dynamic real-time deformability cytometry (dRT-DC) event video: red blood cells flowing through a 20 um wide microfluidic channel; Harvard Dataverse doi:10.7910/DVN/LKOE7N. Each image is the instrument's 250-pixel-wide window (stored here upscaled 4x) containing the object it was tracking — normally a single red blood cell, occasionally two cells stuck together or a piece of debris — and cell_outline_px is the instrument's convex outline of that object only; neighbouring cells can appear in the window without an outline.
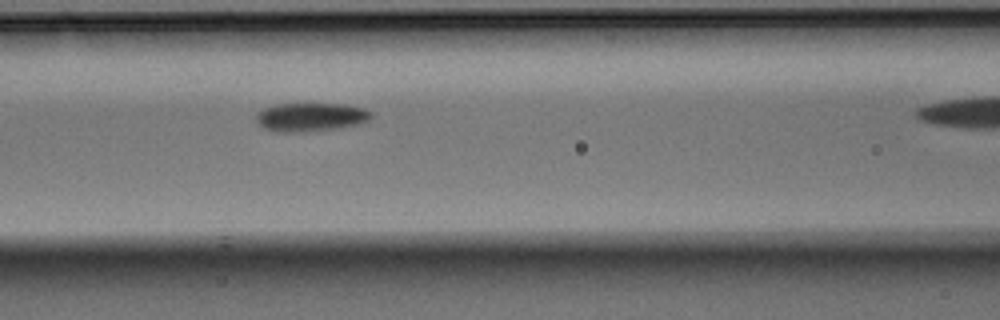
{"species": "Egyptian fruit bat (a non-hibernating species)", "species_latin": "Rousettus aegyptiacus", "temperature_condition": "warm", "stored_images_in_passage": 17, "camera_frame_rate_fps": 3000, "um_per_image_px": 0.085, "animal": {"sex": "male"}, "frame": {"image": 1, "passage_image": 6, "time_ms": 1.667, "image_size_px": [1000, 320], "cell_outline_px": [[372, 116], [364, 124], [340, 128], [300, 132], [276, 132], [264, 128], [256, 120], [256, 116], [264, 108], [276, 104], [344, 104], [364, 108], [372, 112]], "centroid_in_image_um": [26.47, 9.96], "position_along_channel_um": 140.1, "area_um2": 19.25}}